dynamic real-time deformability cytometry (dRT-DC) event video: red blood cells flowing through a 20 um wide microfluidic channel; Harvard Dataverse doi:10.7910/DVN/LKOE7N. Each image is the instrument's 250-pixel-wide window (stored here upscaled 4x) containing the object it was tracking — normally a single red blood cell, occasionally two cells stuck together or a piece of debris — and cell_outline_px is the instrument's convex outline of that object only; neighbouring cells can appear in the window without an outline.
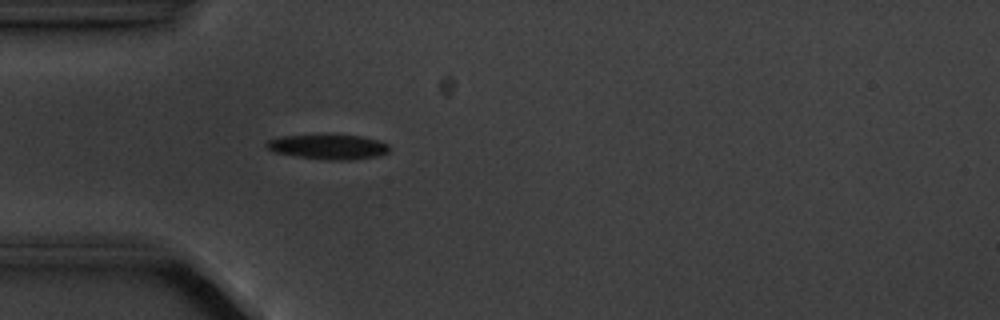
{"species": "common noctule bat (a hibernating species)", "species_latin": "Nyctalus noctula", "temperature_condition": "cold", "stored_images_in_passage": 2, "camera_frame_rate_fps": 3000, "um_per_image_px": 0.085, "animal": {"sex": "male", "body_mass_g": 20.1, "forearm_length_mm": 53.5}, "frame": {"image": 1, "passage_image": 2, "time_ms": 1.333, "image_size_px": [1000, 320], "cell_outline_px": [[388, 152], [376, 156], [348, 160], [328, 160], [296, 156], [276, 152], [268, 148], [264, 144], [268, 140], [280, 136], [360, 136], [380, 140], [388, 144]], "centroid_in_image_um": [27.91, 12.49], "position_along_channel_um": 57.1, "area_um2": 17.28}}